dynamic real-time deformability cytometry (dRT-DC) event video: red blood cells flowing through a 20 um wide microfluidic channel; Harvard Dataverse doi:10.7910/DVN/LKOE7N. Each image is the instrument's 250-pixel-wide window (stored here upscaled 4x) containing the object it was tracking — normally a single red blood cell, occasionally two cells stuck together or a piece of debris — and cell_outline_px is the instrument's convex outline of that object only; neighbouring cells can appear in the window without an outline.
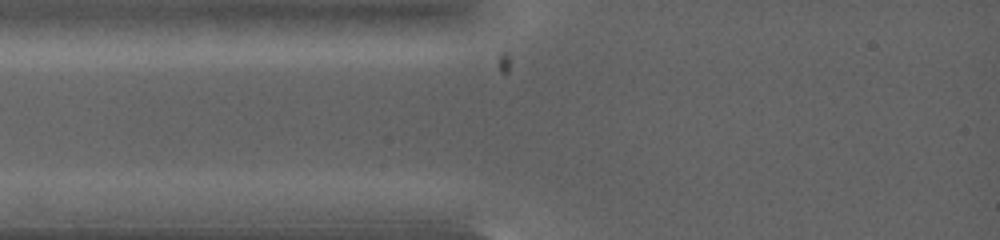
{"species": "common noctule bat (a hibernating species)", "species_latin": "Nyctalus noctula", "temperature_condition": "warm", "stored_images_in_passage": 1, "camera_frame_rate_fps": 5000, "um_per_image_px": 0.085, "animal": {"sex": "female", "body_mass_g": 19.0, "forearm_length_mm": 53.3}, "frame": {"image": 1, "passage_image": 1, "time_ms": 0.0, "image_size_px": [1000, 240], "cell_outline_px": [[900, 132], [872, 180], [848, 180], [856, 156], [864, 140], [872, 128], [884, 124]], "centroid_in_image_um": [74.21, 12.97], "position_along_channel_um": 10.8, "area_um2": 11.04}}